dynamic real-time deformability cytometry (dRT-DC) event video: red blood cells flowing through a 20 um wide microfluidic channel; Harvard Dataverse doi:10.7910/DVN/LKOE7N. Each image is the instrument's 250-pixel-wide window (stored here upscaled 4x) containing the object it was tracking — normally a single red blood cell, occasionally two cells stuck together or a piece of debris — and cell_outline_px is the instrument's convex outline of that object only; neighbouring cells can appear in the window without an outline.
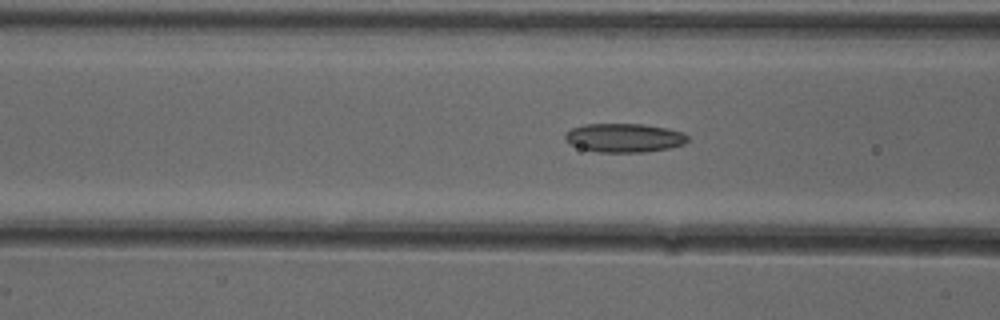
{"species": "common noctule bat (a hibernating species)", "species_latin": "Nyctalus noctula", "temperature_condition": "cold", "stored_images_in_passage": 35, "camera_frame_rate_fps": 3000, "um_per_image_px": 0.085, "animal": {"sex": "female"}, "frame": {"image": 1, "passage_image": 22, "time_ms": 7.0, "image_size_px": [1000, 320], "cell_outline_px": [[688, 140], [684, 144], [668, 148], [644, 152], [596, 152], [580, 148], [568, 144], [564, 140], [564, 136], [572, 128], [584, 124], [644, 124], [684, 132], [688, 136]], "centroid_in_image_um": [53.03, 11.72], "position_along_channel_um": 113.6, "area_um2": 20.63}}